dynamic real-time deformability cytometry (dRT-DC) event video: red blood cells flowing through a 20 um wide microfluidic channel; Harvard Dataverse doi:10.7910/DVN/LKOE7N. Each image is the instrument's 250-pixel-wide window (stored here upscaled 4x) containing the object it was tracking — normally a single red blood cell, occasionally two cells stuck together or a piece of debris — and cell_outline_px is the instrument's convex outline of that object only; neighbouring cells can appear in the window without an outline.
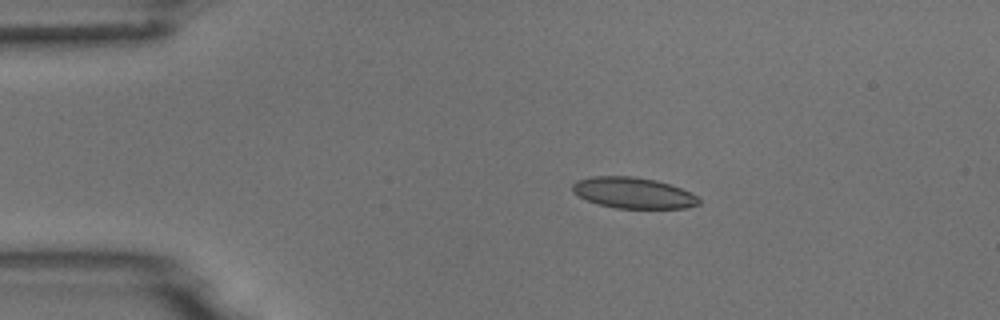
{"species": "common noctule bat (a hibernating species)", "species_latin": "Nyctalus noctula", "temperature_condition": "room temperature", "stored_images_in_passage": 44, "camera_frame_rate_fps": 3000, "um_per_image_px": 0.085, "animal": {"sex": "male", "body_mass_g": 18.8}, "frame": {"image": 1, "passage_image": 1, "time_ms": 0.0, "image_size_px": [1000, 320], "cell_outline_px": [[700, 204], [688, 208], [616, 208], [600, 204], [588, 200], [572, 192], [572, 184], [576, 180], [592, 176], [632, 176], [656, 180], [680, 188], [696, 196], [700, 200]], "centroid_in_image_um": [53.81, 16.39], "position_along_channel_um": 31.2, "area_um2": 22.66}}
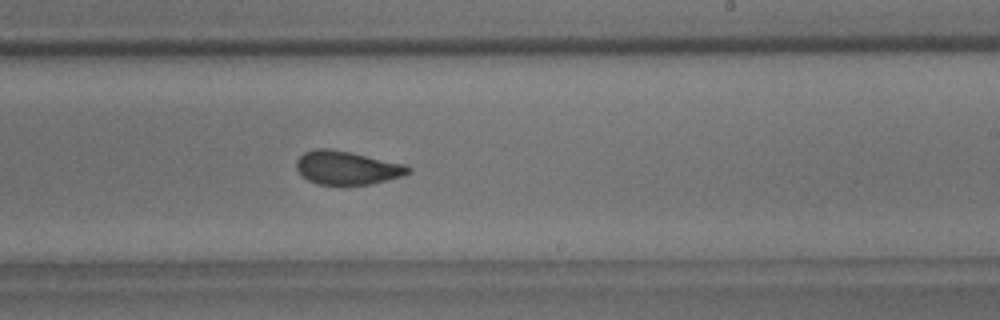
{"frame": {"image": 2, "passage_image": 23, "time_ms": 7.333, "image_size_px": [1000, 320], "cell_outline_px": [[412, 172], [404, 176], [372, 184], [316, 184], [308, 180], [296, 168], [296, 160], [304, 152], [312, 148], [332, 148], [352, 152], [408, 164], [412, 168]], "centroid_in_image_um": [29.55, 14.24], "position_along_channel_um": 259.4, "area_um2": 22.25}}
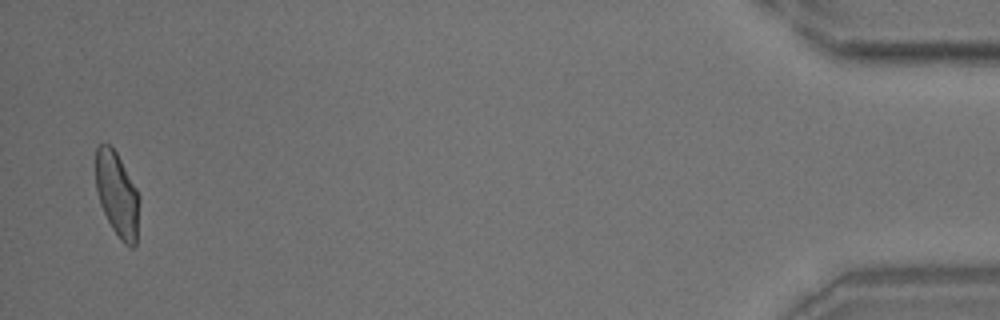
{"frame": {"image": 3, "passage_image": 43, "time_ms": 14.0, "image_size_px": [1000, 320], "cell_outline_px": [[140, 200], [136, 244], [132, 248], [124, 244], [120, 240], [112, 228], [100, 204], [96, 188], [96, 148], [100, 144], [108, 144], [116, 152], [136, 188], [140, 196]], "centroid_in_image_um": [9.97, 16.56], "position_along_channel_um": 425.2, "area_um2": 21.44}, "authors_computed_cell_mechanics": {"area_um2": 22.3108, "velocity_mm_per_s": 3.7742, "shape_relaxation_time_tau1_ms": 11.0648, "shape_relaxation_time_tau2_ms": 1.2826, "deformation_change_tau1": 0.2299, "deformation_change_tau2": 0.0738}}